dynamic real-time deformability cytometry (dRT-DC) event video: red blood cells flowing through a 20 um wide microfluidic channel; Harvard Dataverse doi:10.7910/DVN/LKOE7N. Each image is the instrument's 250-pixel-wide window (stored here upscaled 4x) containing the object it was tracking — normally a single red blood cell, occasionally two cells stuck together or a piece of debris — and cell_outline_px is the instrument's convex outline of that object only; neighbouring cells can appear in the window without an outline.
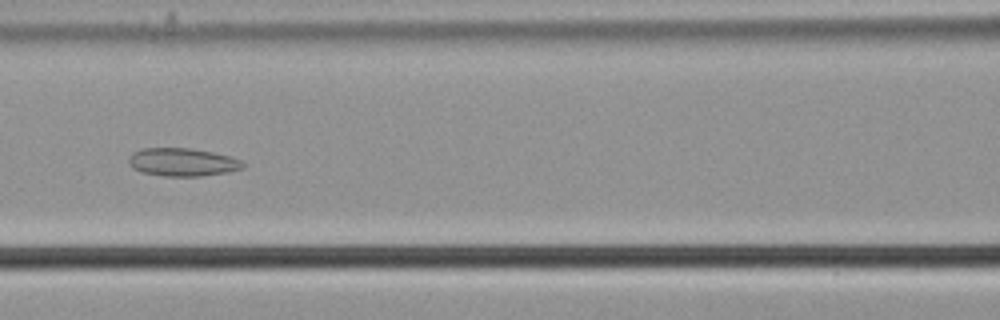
{"species": "common noctule bat (a hibernating species)", "species_latin": "Nyctalus noctula", "temperature_condition": "cold", "stored_images_in_passage": 49, "camera_frame_rate_fps": 3000, "um_per_image_px": 0.085, "animal": {"sex": "male", "body_mass_g": 21.5, "forearm_length_mm": 52.0}, "frame": {"image": 1, "passage_image": 18, "time_ms": 5.667, "image_size_px": [1000, 320], "cell_outline_px": [[244, 168], [228, 172], [200, 176], [164, 176], [140, 172], [132, 168], [128, 164], [128, 156], [132, 152], [140, 148], [192, 148], [212, 152], [228, 156], [240, 160], [244, 164]], "centroid_in_image_um": [15.45, 13.78], "position_along_channel_um": 151.2, "area_um2": 18.84}}
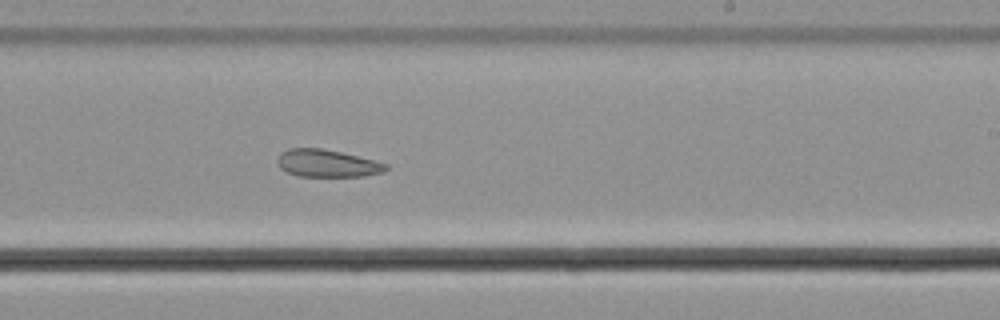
{"frame": {"image": 2, "passage_image": 27, "time_ms": 8.667, "image_size_px": [1000, 320], "cell_outline_px": [[388, 168], [384, 172], [364, 176], [300, 176], [288, 172], [280, 168], [276, 160], [280, 152], [288, 148], [324, 148], [388, 164]], "centroid_in_image_um": [27.78, 13.88], "position_along_channel_um": 261.2, "area_um2": 17.28}}
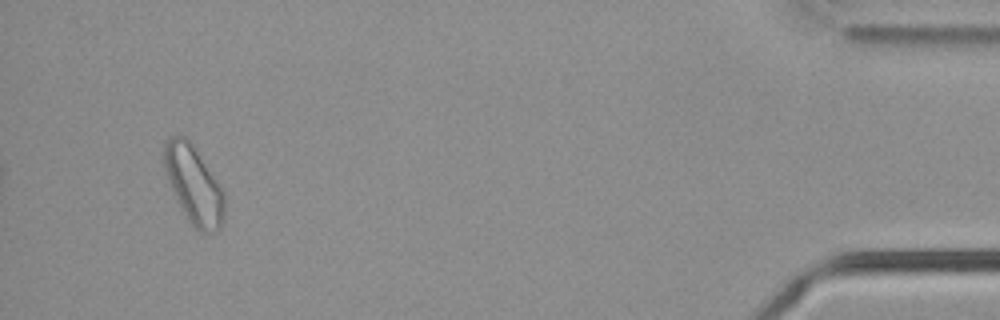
{"frame": {"image": 3, "passage_image": 46, "time_ms": 15.0, "image_size_px": [1000, 320], "cell_outline_px": [[224, 216], [220, 228], [216, 232], [200, 232], [188, 220], [172, 188], [164, 168], [164, 144], [168, 136], [184, 136], [196, 148], [224, 192]], "centroid_in_image_um": [16.48, 15.7], "position_along_channel_um": 418.7, "area_um2": 26.88}}